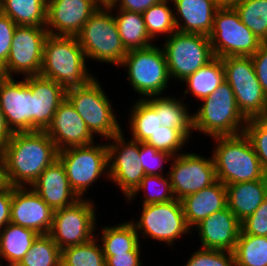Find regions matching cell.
<instances>
[{"label": "cell", "mask_w": 267, "mask_h": 266, "mask_svg": "<svg viewBox=\"0 0 267 266\" xmlns=\"http://www.w3.org/2000/svg\"><path fill=\"white\" fill-rule=\"evenodd\" d=\"M0 156L8 184L31 187L45 168L58 159V150L45 131L13 132Z\"/></svg>", "instance_id": "6da1fadb"}, {"label": "cell", "mask_w": 267, "mask_h": 266, "mask_svg": "<svg viewBox=\"0 0 267 266\" xmlns=\"http://www.w3.org/2000/svg\"><path fill=\"white\" fill-rule=\"evenodd\" d=\"M86 61L76 36L49 34L44 43L40 76L59 83L62 90L68 93L82 88L95 77L86 66Z\"/></svg>", "instance_id": "7a4b0ae2"}, {"label": "cell", "mask_w": 267, "mask_h": 266, "mask_svg": "<svg viewBox=\"0 0 267 266\" xmlns=\"http://www.w3.org/2000/svg\"><path fill=\"white\" fill-rule=\"evenodd\" d=\"M212 158L217 180L224 185L263 179L265 174L250 139L241 133L216 136Z\"/></svg>", "instance_id": "3957f363"}, {"label": "cell", "mask_w": 267, "mask_h": 266, "mask_svg": "<svg viewBox=\"0 0 267 266\" xmlns=\"http://www.w3.org/2000/svg\"><path fill=\"white\" fill-rule=\"evenodd\" d=\"M201 101V107L192 113L193 131L211 138L244 133L248 120L239 110L234 92L226 81Z\"/></svg>", "instance_id": "277c9868"}, {"label": "cell", "mask_w": 267, "mask_h": 266, "mask_svg": "<svg viewBox=\"0 0 267 266\" xmlns=\"http://www.w3.org/2000/svg\"><path fill=\"white\" fill-rule=\"evenodd\" d=\"M87 61L95 60L120 66L127 54L122 44L114 12L101 5L76 35Z\"/></svg>", "instance_id": "5b68a950"}, {"label": "cell", "mask_w": 267, "mask_h": 266, "mask_svg": "<svg viewBox=\"0 0 267 266\" xmlns=\"http://www.w3.org/2000/svg\"><path fill=\"white\" fill-rule=\"evenodd\" d=\"M154 45L127 51L120 67H125L127 79L140 99L164 95L169 88V72L163 48Z\"/></svg>", "instance_id": "8992f818"}, {"label": "cell", "mask_w": 267, "mask_h": 266, "mask_svg": "<svg viewBox=\"0 0 267 266\" xmlns=\"http://www.w3.org/2000/svg\"><path fill=\"white\" fill-rule=\"evenodd\" d=\"M95 143L58 151V159L64 165L70 187L79 198H86L85 193H89L90 186L102 176L109 179L107 144Z\"/></svg>", "instance_id": "52a82bcc"}, {"label": "cell", "mask_w": 267, "mask_h": 266, "mask_svg": "<svg viewBox=\"0 0 267 266\" xmlns=\"http://www.w3.org/2000/svg\"><path fill=\"white\" fill-rule=\"evenodd\" d=\"M96 76L82 88L66 93V98L73 105L77 113L85 121L94 136L106 140L112 138L123 129L113 112L110 98L104 92Z\"/></svg>", "instance_id": "ba28073f"}, {"label": "cell", "mask_w": 267, "mask_h": 266, "mask_svg": "<svg viewBox=\"0 0 267 266\" xmlns=\"http://www.w3.org/2000/svg\"><path fill=\"white\" fill-rule=\"evenodd\" d=\"M225 81L231 86L236 103L247 119L267 117V96L257 79L251 56L221 58Z\"/></svg>", "instance_id": "9c48e42d"}, {"label": "cell", "mask_w": 267, "mask_h": 266, "mask_svg": "<svg viewBox=\"0 0 267 266\" xmlns=\"http://www.w3.org/2000/svg\"><path fill=\"white\" fill-rule=\"evenodd\" d=\"M165 38L160 47L164 50L171 80L182 82L215 58L208 36L176 31Z\"/></svg>", "instance_id": "30bf717a"}, {"label": "cell", "mask_w": 267, "mask_h": 266, "mask_svg": "<svg viewBox=\"0 0 267 266\" xmlns=\"http://www.w3.org/2000/svg\"><path fill=\"white\" fill-rule=\"evenodd\" d=\"M141 207L142 213L138 217L140 219L130 220L140 237L157 240L171 247L175 240L183 235H192V230L186 223L181 200L174 199Z\"/></svg>", "instance_id": "8fae6325"}, {"label": "cell", "mask_w": 267, "mask_h": 266, "mask_svg": "<svg viewBox=\"0 0 267 266\" xmlns=\"http://www.w3.org/2000/svg\"><path fill=\"white\" fill-rule=\"evenodd\" d=\"M90 198H80L74 204L54 210L49 235L63 250L81 245L96 237L97 212Z\"/></svg>", "instance_id": "7c38bea8"}, {"label": "cell", "mask_w": 267, "mask_h": 266, "mask_svg": "<svg viewBox=\"0 0 267 266\" xmlns=\"http://www.w3.org/2000/svg\"><path fill=\"white\" fill-rule=\"evenodd\" d=\"M215 57L252 56L261 44L235 9H218L209 34Z\"/></svg>", "instance_id": "4fadbf2b"}, {"label": "cell", "mask_w": 267, "mask_h": 266, "mask_svg": "<svg viewBox=\"0 0 267 266\" xmlns=\"http://www.w3.org/2000/svg\"><path fill=\"white\" fill-rule=\"evenodd\" d=\"M49 35L45 27L17 25L6 64L0 69L3 77L40 75L44 43Z\"/></svg>", "instance_id": "5bb4252c"}, {"label": "cell", "mask_w": 267, "mask_h": 266, "mask_svg": "<svg viewBox=\"0 0 267 266\" xmlns=\"http://www.w3.org/2000/svg\"><path fill=\"white\" fill-rule=\"evenodd\" d=\"M106 142L108 148L109 180L119 187L127 199L145 176L140 166V142L125 138L122 130ZM112 141V142H111Z\"/></svg>", "instance_id": "9a60e30c"}, {"label": "cell", "mask_w": 267, "mask_h": 266, "mask_svg": "<svg viewBox=\"0 0 267 266\" xmlns=\"http://www.w3.org/2000/svg\"><path fill=\"white\" fill-rule=\"evenodd\" d=\"M171 161L168 173L175 199L181 200L217 181L212 156L206 158L194 152H182Z\"/></svg>", "instance_id": "2e32d148"}, {"label": "cell", "mask_w": 267, "mask_h": 266, "mask_svg": "<svg viewBox=\"0 0 267 266\" xmlns=\"http://www.w3.org/2000/svg\"><path fill=\"white\" fill-rule=\"evenodd\" d=\"M0 107L12 132L33 131V97L27 77L0 78Z\"/></svg>", "instance_id": "e0dca14e"}, {"label": "cell", "mask_w": 267, "mask_h": 266, "mask_svg": "<svg viewBox=\"0 0 267 266\" xmlns=\"http://www.w3.org/2000/svg\"><path fill=\"white\" fill-rule=\"evenodd\" d=\"M101 5L98 0H47L45 28L50 35L76 36Z\"/></svg>", "instance_id": "ac0fdd59"}, {"label": "cell", "mask_w": 267, "mask_h": 266, "mask_svg": "<svg viewBox=\"0 0 267 266\" xmlns=\"http://www.w3.org/2000/svg\"><path fill=\"white\" fill-rule=\"evenodd\" d=\"M53 215L54 210L31 187H12L11 223L49 234Z\"/></svg>", "instance_id": "d6986e66"}, {"label": "cell", "mask_w": 267, "mask_h": 266, "mask_svg": "<svg viewBox=\"0 0 267 266\" xmlns=\"http://www.w3.org/2000/svg\"><path fill=\"white\" fill-rule=\"evenodd\" d=\"M45 132L58 151L74 146L90 145L95 140V136L67 98L60 103Z\"/></svg>", "instance_id": "ffe728a7"}, {"label": "cell", "mask_w": 267, "mask_h": 266, "mask_svg": "<svg viewBox=\"0 0 267 266\" xmlns=\"http://www.w3.org/2000/svg\"><path fill=\"white\" fill-rule=\"evenodd\" d=\"M201 248L233 252L241 231V222L228 207L197 224Z\"/></svg>", "instance_id": "44dd1931"}, {"label": "cell", "mask_w": 267, "mask_h": 266, "mask_svg": "<svg viewBox=\"0 0 267 266\" xmlns=\"http://www.w3.org/2000/svg\"><path fill=\"white\" fill-rule=\"evenodd\" d=\"M31 188L53 210L70 206L80 199L70 187L64 165L59 159L45 168Z\"/></svg>", "instance_id": "7402d4cb"}, {"label": "cell", "mask_w": 267, "mask_h": 266, "mask_svg": "<svg viewBox=\"0 0 267 266\" xmlns=\"http://www.w3.org/2000/svg\"><path fill=\"white\" fill-rule=\"evenodd\" d=\"M33 97V131H45L66 93L59 83L40 75L28 76Z\"/></svg>", "instance_id": "603a6c76"}, {"label": "cell", "mask_w": 267, "mask_h": 266, "mask_svg": "<svg viewBox=\"0 0 267 266\" xmlns=\"http://www.w3.org/2000/svg\"><path fill=\"white\" fill-rule=\"evenodd\" d=\"M176 29L209 36L218 10L213 0H171ZM182 22V23H181Z\"/></svg>", "instance_id": "cb8c5ba5"}, {"label": "cell", "mask_w": 267, "mask_h": 266, "mask_svg": "<svg viewBox=\"0 0 267 266\" xmlns=\"http://www.w3.org/2000/svg\"><path fill=\"white\" fill-rule=\"evenodd\" d=\"M184 215L188 227H194L205 218L227 207V189L221 181L217 180L209 187L189 194L181 199Z\"/></svg>", "instance_id": "d4e9b609"}, {"label": "cell", "mask_w": 267, "mask_h": 266, "mask_svg": "<svg viewBox=\"0 0 267 266\" xmlns=\"http://www.w3.org/2000/svg\"><path fill=\"white\" fill-rule=\"evenodd\" d=\"M226 189L227 207L242 222L267 198V176L255 181L229 184Z\"/></svg>", "instance_id": "484cf974"}, {"label": "cell", "mask_w": 267, "mask_h": 266, "mask_svg": "<svg viewBox=\"0 0 267 266\" xmlns=\"http://www.w3.org/2000/svg\"><path fill=\"white\" fill-rule=\"evenodd\" d=\"M179 99L170 95L145 98L155 109L157 115H159L161 126L178 129L190 139L193 133V115L188 111V106L184 103V98Z\"/></svg>", "instance_id": "4316f807"}, {"label": "cell", "mask_w": 267, "mask_h": 266, "mask_svg": "<svg viewBox=\"0 0 267 266\" xmlns=\"http://www.w3.org/2000/svg\"><path fill=\"white\" fill-rule=\"evenodd\" d=\"M38 236L31 229L8 223L0 231V262L5 260L7 266H17Z\"/></svg>", "instance_id": "83f0119b"}, {"label": "cell", "mask_w": 267, "mask_h": 266, "mask_svg": "<svg viewBox=\"0 0 267 266\" xmlns=\"http://www.w3.org/2000/svg\"><path fill=\"white\" fill-rule=\"evenodd\" d=\"M116 12L118 32L126 51L147 48L153 45V39L148 35L142 13L121 9H111Z\"/></svg>", "instance_id": "f1b7e54d"}, {"label": "cell", "mask_w": 267, "mask_h": 266, "mask_svg": "<svg viewBox=\"0 0 267 266\" xmlns=\"http://www.w3.org/2000/svg\"><path fill=\"white\" fill-rule=\"evenodd\" d=\"M101 228V234L97 233L96 238L101 243L104 256L133 251L142 241L130 220L116 226L104 225Z\"/></svg>", "instance_id": "f546056e"}, {"label": "cell", "mask_w": 267, "mask_h": 266, "mask_svg": "<svg viewBox=\"0 0 267 266\" xmlns=\"http://www.w3.org/2000/svg\"><path fill=\"white\" fill-rule=\"evenodd\" d=\"M224 81L223 62L221 58L215 57L207 65L199 68L181 82L187 85V89L181 95L191 93L193 97L195 96L201 101L213 93Z\"/></svg>", "instance_id": "4dcf8cb0"}, {"label": "cell", "mask_w": 267, "mask_h": 266, "mask_svg": "<svg viewBox=\"0 0 267 266\" xmlns=\"http://www.w3.org/2000/svg\"><path fill=\"white\" fill-rule=\"evenodd\" d=\"M1 12L17 25L45 27L47 0H1Z\"/></svg>", "instance_id": "1f68e13d"}, {"label": "cell", "mask_w": 267, "mask_h": 266, "mask_svg": "<svg viewBox=\"0 0 267 266\" xmlns=\"http://www.w3.org/2000/svg\"><path fill=\"white\" fill-rule=\"evenodd\" d=\"M132 104L128 117L130 137L138 142H146L161 127L159 115L145 99L139 97Z\"/></svg>", "instance_id": "d6a6232c"}, {"label": "cell", "mask_w": 267, "mask_h": 266, "mask_svg": "<svg viewBox=\"0 0 267 266\" xmlns=\"http://www.w3.org/2000/svg\"><path fill=\"white\" fill-rule=\"evenodd\" d=\"M233 254L236 266H267V237L240 231Z\"/></svg>", "instance_id": "836d02e7"}, {"label": "cell", "mask_w": 267, "mask_h": 266, "mask_svg": "<svg viewBox=\"0 0 267 266\" xmlns=\"http://www.w3.org/2000/svg\"><path fill=\"white\" fill-rule=\"evenodd\" d=\"M169 3L172 4L171 0H161L142 13L148 35L153 40L158 39L160 34L169 37L177 31L174 12Z\"/></svg>", "instance_id": "e575fe53"}, {"label": "cell", "mask_w": 267, "mask_h": 266, "mask_svg": "<svg viewBox=\"0 0 267 266\" xmlns=\"http://www.w3.org/2000/svg\"><path fill=\"white\" fill-rule=\"evenodd\" d=\"M99 240L67 247L61 250V266H106V259Z\"/></svg>", "instance_id": "d590c367"}, {"label": "cell", "mask_w": 267, "mask_h": 266, "mask_svg": "<svg viewBox=\"0 0 267 266\" xmlns=\"http://www.w3.org/2000/svg\"><path fill=\"white\" fill-rule=\"evenodd\" d=\"M17 266H61V249L49 234L39 235Z\"/></svg>", "instance_id": "8d00e7d4"}, {"label": "cell", "mask_w": 267, "mask_h": 266, "mask_svg": "<svg viewBox=\"0 0 267 266\" xmlns=\"http://www.w3.org/2000/svg\"><path fill=\"white\" fill-rule=\"evenodd\" d=\"M140 191H143V197H140L142 198V205L168 202L175 199L169 175H145L140 185L126 200L131 203L140 194Z\"/></svg>", "instance_id": "74e56055"}, {"label": "cell", "mask_w": 267, "mask_h": 266, "mask_svg": "<svg viewBox=\"0 0 267 266\" xmlns=\"http://www.w3.org/2000/svg\"><path fill=\"white\" fill-rule=\"evenodd\" d=\"M242 23L261 41H267V0H240L235 7Z\"/></svg>", "instance_id": "f35d334b"}, {"label": "cell", "mask_w": 267, "mask_h": 266, "mask_svg": "<svg viewBox=\"0 0 267 266\" xmlns=\"http://www.w3.org/2000/svg\"><path fill=\"white\" fill-rule=\"evenodd\" d=\"M187 142L189 139L180 130L161 126L145 143L174 157L183 152Z\"/></svg>", "instance_id": "ab89813d"}, {"label": "cell", "mask_w": 267, "mask_h": 266, "mask_svg": "<svg viewBox=\"0 0 267 266\" xmlns=\"http://www.w3.org/2000/svg\"><path fill=\"white\" fill-rule=\"evenodd\" d=\"M244 133L250 139L267 175V117L249 119L246 122Z\"/></svg>", "instance_id": "60d3db41"}, {"label": "cell", "mask_w": 267, "mask_h": 266, "mask_svg": "<svg viewBox=\"0 0 267 266\" xmlns=\"http://www.w3.org/2000/svg\"><path fill=\"white\" fill-rule=\"evenodd\" d=\"M172 157L167 152L159 151L145 142H140L138 162L143 168L145 175H169V173H164L163 167L168 161L170 162Z\"/></svg>", "instance_id": "b9f144b4"}, {"label": "cell", "mask_w": 267, "mask_h": 266, "mask_svg": "<svg viewBox=\"0 0 267 266\" xmlns=\"http://www.w3.org/2000/svg\"><path fill=\"white\" fill-rule=\"evenodd\" d=\"M187 260L184 266H236L233 252L201 247Z\"/></svg>", "instance_id": "7bdbcfd3"}, {"label": "cell", "mask_w": 267, "mask_h": 266, "mask_svg": "<svg viewBox=\"0 0 267 266\" xmlns=\"http://www.w3.org/2000/svg\"><path fill=\"white\" fill-rule=\"evenodd\" d=\"M244 234L267 237V198L258 209L241 222Z\"/></svg>", "instance_id": "ee69618b"}, {"label": "cell", "mask_w": 267, "mask_h": 266, "mask_svg": "<svg viewBox=\"0 0 267 266\" xmlns=\"http://www.w3.org/2000/svg\"><path fill=\"white\" fill-rule=\"evenodd\" d=\"M16 26L10 17L0 12V69L9 57Z\"/></svg>", "instance_id": "f6af8a7d"}, {"label": "cell", "mask_w": 267, "mask_h": 266, "mask_svg": "<svg viewBox=\"0 0 267 266\" xmlns=\"http://www.w3.org/2000/svg\"><path fill=\"white\" fill-rule=\"evenodd\" d=\"M258 81L267 96V41L261 42L258 51L251 56Z\"/></svg>", "instance_id": "bcb514c9"}, {"label": "cell", "mask_w": 267, "mask_h": 266, "mask_svg": "<svg viewBox=\"0 0 267 266\" xmlns=\"http://www.w3.org/2000/svg\"><path fill=\"white\" fill-rule=\"evenodd\" d=\"M141 244H139L133 251L114 254L113 256H105L106 266H142L140 260Z\"/></svg>", "instance_id": "7dc6e473"}, {"label": "cell", "mask_w": 267, "mask_h": 266, "mask_svg": "<svg viewBox=\"0 0 267 266\" xmlns=\"http://www.w3.org/2000/svg\"><path fill=\"white\" fill-rule=\"evenodd\" d=\"M161 0H112L107 4L110 9H121L130 12L143 13L152 5L157 4Z\"/></svg>", "instance_id": "c3c4849f"}, {"label": "cell", "mask_w": 267, "mask_h": 266, "mask_svg": "<svg viewBox=\"0 0 267 266\" xmlns=\"http://www.w3.org/2000/svg\"><path fill=\"white\" fill-rule=\"evenodd\" d=\"M12 186L0 193V231L10 223Z\"/></svg>", "instance_id": "681fc988"}, {"label": "cell", "mask_w": 267, "mask_h": 266, "mask_svg": "<svg viewBox=\"0 0 267 266\" xmlns=\"http://www.w3.org/2000/svg\"><path fill=\"white\" fill-rule=\"evenodd\" d=\"M13 132L8 127L4 112L0 107V150L6 145V143L11 139Z\"/></svg>", "instance_id": "f907efd6"}, {"label": "cell", "mask_w": 267, "mask_h": 266, "mask_svg": "<svg viewBox=\"0 0 267 266\" xmlns=\"http://www.w3.org/2000/svg\"><path fill=\"white\" fill-rule=\"evenodd\" d=\"M240 0H213L218 9H235Z\"/></svg>", "instance_id": "816d5d0a"}, {"label": "cell", "mask_w": 267, "mask_h": 266, "mask_svg": "<svg viewBox=\"0 0 267 266\" xmlns=\"http://www.w3.org/2000/svg\"><path fill=\"white\" fill-rule=\"evenodd\" d=\"M8 186L9 184L6 178L5 166L0 156V193L4 191Z\"/></svg>", "instance_id": "f5cc1de1"}, {"label": "cell", "mask_w": 267, "mask_h": 266, "mask_svg": "<svg viewBox=\"0 0 267 266\" xmlns=\"http://www.w3.org/2000/svg\"><path fill=\"white\" fill-rule=\"evenodd\" d=\"M102 5H107L111 3L112 0H98Z\"/></svg>", "instance_id": "db71d44e"}]
</instances>
